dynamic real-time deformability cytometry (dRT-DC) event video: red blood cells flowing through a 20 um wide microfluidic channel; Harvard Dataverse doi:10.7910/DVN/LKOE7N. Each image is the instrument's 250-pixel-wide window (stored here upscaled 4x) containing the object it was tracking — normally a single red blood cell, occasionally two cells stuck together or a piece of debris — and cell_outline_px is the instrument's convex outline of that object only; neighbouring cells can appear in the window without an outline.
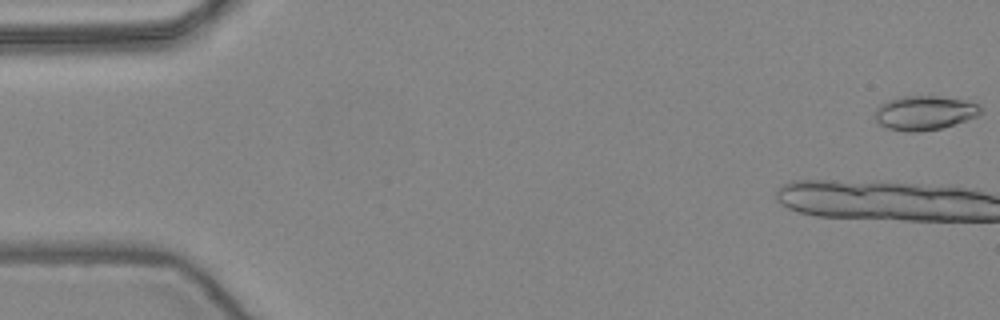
{"species": "common noctule bat (a hibernating species)", "species_latin": "Nyctalus noctula", "temperature_condition": "warm", "stored_images_in_passage": 12, "camera_frame_rate_fps": 3000, "um_per_image_px": 0.085, "animal": {"sex": "female", "body_mass_g": 24.6, "forearm_length_mm": 56.2}, "frame": {"image": 1, "passage_image": 1, "time_ms": 0.0, "image_size_px": [1000, 320], "cell_outline_px": [[980, 112], [976, 116], [940, 128], [920, 132], [904, 132], [888, 128], [880, 124], [872, 116], [876, 108], [880, 104], [888, 100], [900, 96], [936, 96], [964, 100], [976, 104], [980, 108]], "centroid_in_image_um": [78.48, 9.59], "position_along_channel_um": 6.5, "area_um2": 20.92}}